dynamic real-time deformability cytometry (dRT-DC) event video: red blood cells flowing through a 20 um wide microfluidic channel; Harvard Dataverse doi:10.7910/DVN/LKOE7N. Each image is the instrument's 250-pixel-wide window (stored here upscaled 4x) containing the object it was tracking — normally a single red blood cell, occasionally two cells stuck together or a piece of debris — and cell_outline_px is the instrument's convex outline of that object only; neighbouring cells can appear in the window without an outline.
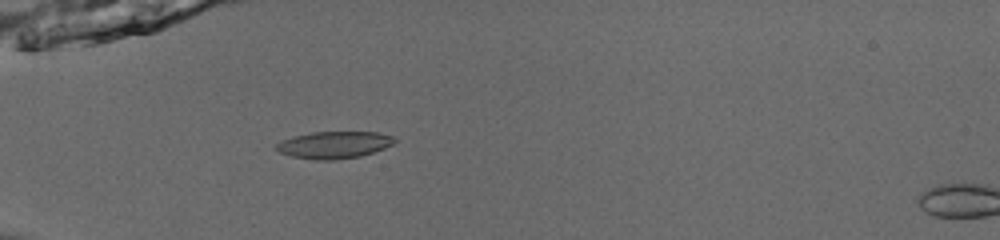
{"species": "common noctule bat (a hibernating species)", "species_latin": "Nyctalus noctula", "temperature_condition": "room temperature", "stored_images_in_passage": 55, "camera_frame_rate_fps": 3000, "um_per_image_px": 0.085, "animal": {"sex": "male", "body_mass_g": 13.0, "forearm_length_mm": 53.1}, "frame": {"image": 1, "passage_image": 20, "time_ms": 6.333, "image_size_px": [1000, 240], "cell_outline_px": [[396, 144], [360, 156], [332, 160], [316, 160], [292, 156], [280, 152], [276, 148], [276, 144], [280, 140], [292, 136], [312, 132], [376, 132], [392, 136], [396, 140]], "centroid_in_image_um": [28.39, 12.31], "position_along_channel_um": 56.6, "area_um2": 18.61}}
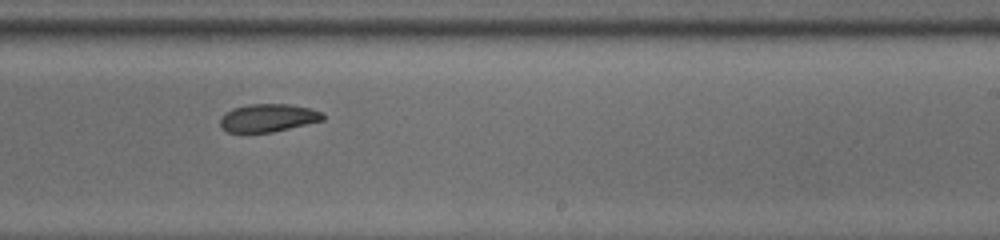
{"frame": {"image": 2, "passage_image": 37, "time_ms": 12.0, "image_size_px": [1000, 240], "cell_outline_px": [[324, 120], [272, 132], [228, 132], [220, 128], [220, 116], [224, 112], [232, 108], [252, 104], [288, 104], [312, 108], [320, 112], [324, 116]], "centroid_in_image_um": [22.75, 10.01], "position_along_channel_um": 266.3, "area_um2": 16.76}}
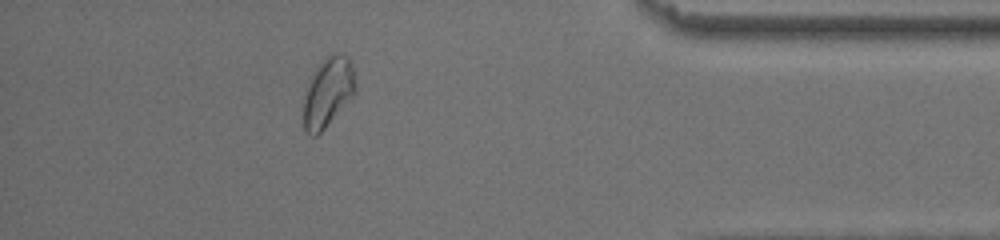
{"frame": {"image": 3, "passage_image": 50, "time_ms": 16.333, "image_size_px": [1000, 240], "cell_outline_px": [[356, 92], [324, 128], [316, 136], [308, 136], [304, 132], [304, 96], [308, 80], [312, 72], [332, 52], [348, 56], [352, 64], [356, 84]], "centroid_in_image_um": [27.86, 7.83], "position_along_channel_um": 407.3, "area_um2": 20.98}, "authors_computed_cell_mechanics": {"area_um2": 18.1492, "velocity_mm_per_s": 3.9071, "shape_relaxation_time_tau1_ms": 4.0959, "shape_relaxation_time_tau2_ms": 7.9118, "deformation_change_tau1": 0.1154, "deformation_change_tau2": 0.0821}}